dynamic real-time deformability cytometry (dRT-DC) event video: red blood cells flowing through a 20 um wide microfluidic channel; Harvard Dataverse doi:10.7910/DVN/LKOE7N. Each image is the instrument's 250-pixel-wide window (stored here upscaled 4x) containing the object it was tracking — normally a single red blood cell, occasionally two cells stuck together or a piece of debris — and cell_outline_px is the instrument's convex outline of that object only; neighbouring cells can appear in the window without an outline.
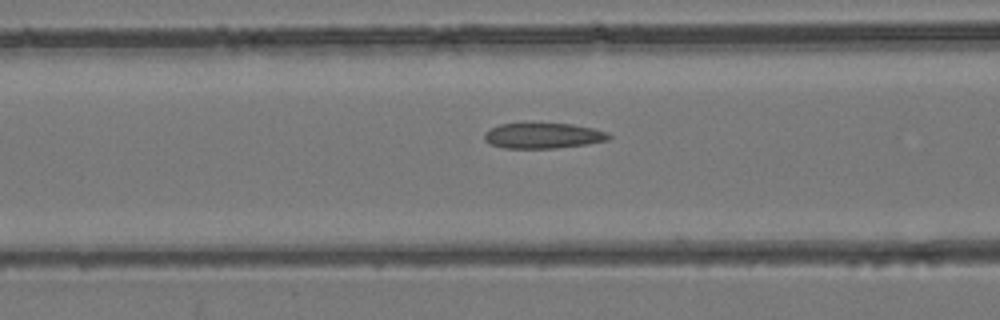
{"species": "common noctule bat (a hibernating species)", "species_latin": "Nyctalus noctula", "temperature_condition": "room temperature", "stored_images_in_passage": 31, "camera_frame_rate_fps": 3000, "um_per_image_px": 0.085, "animal": {"sex": "female", "body_mass_g": 24.6, "forearm_length_mm": 56.2}, "frame": {"image": 1, "passage_image": 9, "time_ms": 2.667, "image_size_px": [1000, 320], "cell_outline_px": [[612, 136], [608, 140], [588, 144], [556, 148], [504, 148], [492, 144], [484, 140], [484, 132], [500, 124], [528, 120], [572, 124], [592, 128], [608, 132]], "centroid_in_image_um": [46.14, 11.48], "position_along_channel_um": 120.5, "area_um2": 19.36}}
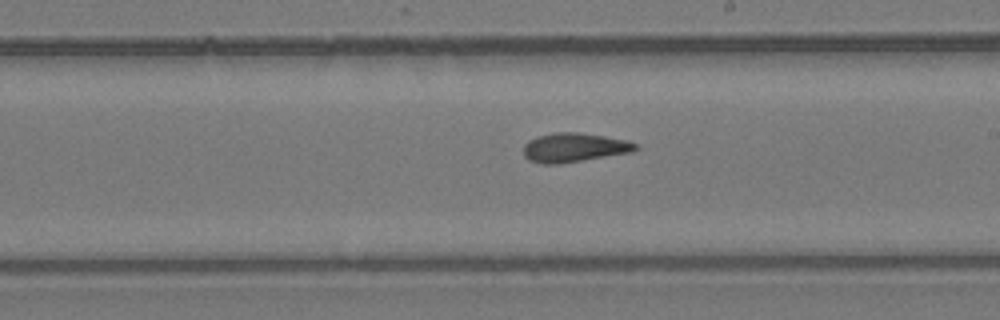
{"frame": {"image": 2, "passage_image": 17, "time_ms": 5.333, "image_size_px": [1000, 320], "cell_outline_px": [[640, 148], [632, 152], [560, 164], [544, 164], [528, 160], [524, 156], [524, 144], [528, 140], [536, 136], [556, 132], [576, 132], [604, 136], [628, 140], [640, 144]], "centroid_in_image_um": [48.82, 12.54], "position_along_channel_um": 240.2, "area_um2": 19.25}}
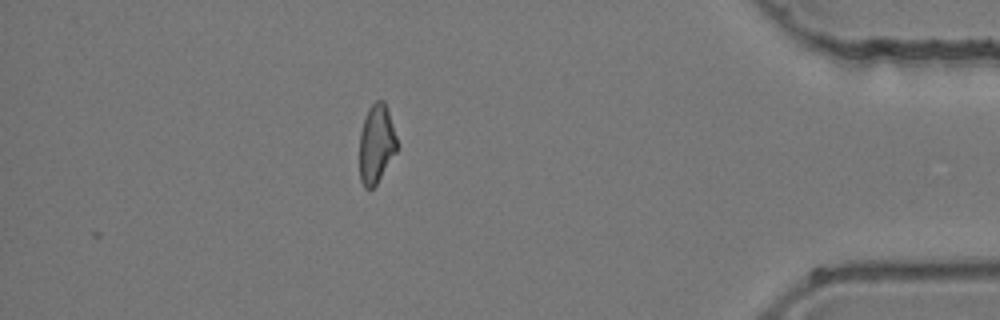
{"frame": {"image": 3, "passage_image": 31, "time_ms": 10.0, "image_size_px": [1000, 320], "cell_outline_px": [[396, 152], [376, 184], [372, 188], [364, 188], [360, 180], [360, 132], [368, 108], [376, 100], [384, 100], [388, 108], [396, 136]], "centroid_in_image_um": [31.98, 12.21], "position_along_channel_um": 403.2, "area_um2": 17.05}}